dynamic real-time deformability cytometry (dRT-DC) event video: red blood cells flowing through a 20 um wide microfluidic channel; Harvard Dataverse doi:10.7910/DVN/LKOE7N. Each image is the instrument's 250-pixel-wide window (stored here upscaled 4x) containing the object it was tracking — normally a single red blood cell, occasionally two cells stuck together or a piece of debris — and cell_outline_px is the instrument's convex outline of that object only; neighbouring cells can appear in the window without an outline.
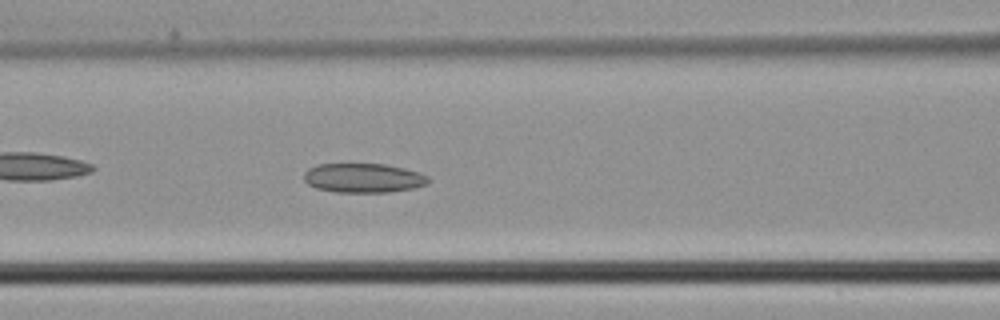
{"species": "common noctule bat (a hibernating species)", "species_latin": "Nyctalus noctula", "temperature_condition": "cold", "stored_images_in_passage": 43, "camera_frame_rate_fps": 3000, "um_per_image_px": 0.085, "animal": {"sex": "male", "body_mass_g": 21.5, "forearm_length_mm": 52.0}, "frame": {"image": 1, "passage_image": 18, "time_ms": 5.667, "image_size_px": [1000, 320], "cell_outline_px": [[428, 184], [412, 188], [388, 192], [336, 192], [316, 188], [308, 184], [304, 180], [304, 172], [308, 168], [316, 164], [384, 164], [404, 168], [420, 172], [428, 176]], "centroid_in_image_um": [30.87, 15.12], "position_along_channel_um": 135.7, "area_um2": 21.27}}
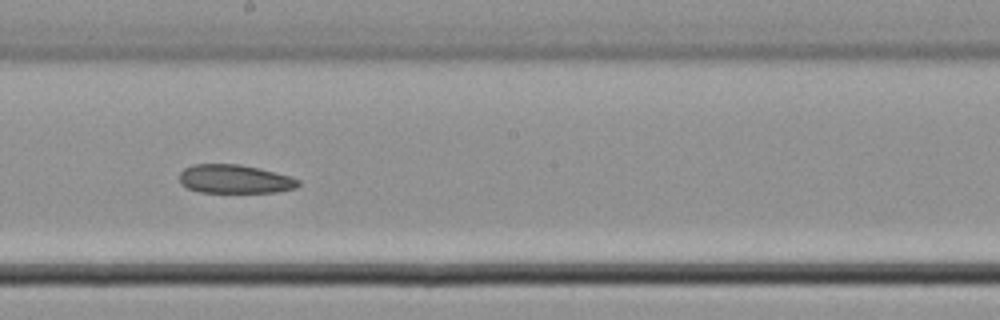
{"frame": {"image": 2, "passage_image": 24, "time_ms": 7.667, "image_size_px": [1000, 320], "cell_outline_px": [[300, 184], [296, 188], [276, 192], [200, 192], [188, 188], [180, 184], [180, 172], [184, 168], [192, 164], [240, 164], [260, 168], [276, 172], [300, 180]], "centroid_in_image_um": [19.95, 15.21], "position_along_channel_um": 228.3, "area_um2": 19.94}}
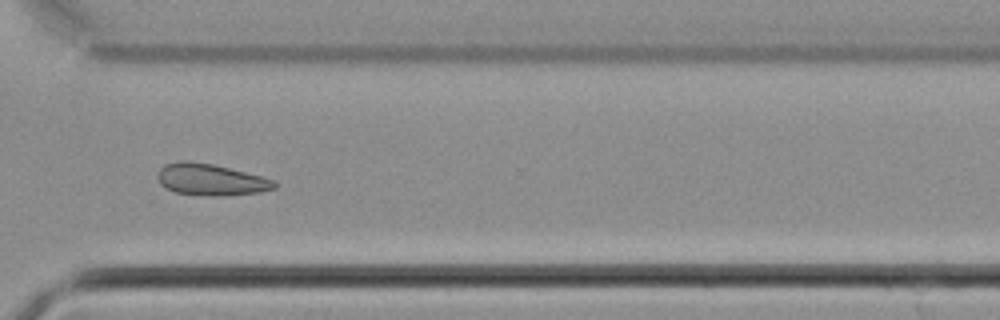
{"frame": {"image": 3, "passage_image": 32, "time_ms": 10.333, "image_size_px": [1000, 320], "cell_outline_px": [[280, 184], [276, 188], [260, 192], [224, 196], [212, 196], [176, 192], [164, 188], [160, 184], [156, 176], [160, 168], [164, 164], [180, 160], [184, 160], [212, 164], [276, 180]], "centroid_in_image_um": [17.91, 15.27], "position_along_channel_um": 352.7, "area_um2": 21.62}}